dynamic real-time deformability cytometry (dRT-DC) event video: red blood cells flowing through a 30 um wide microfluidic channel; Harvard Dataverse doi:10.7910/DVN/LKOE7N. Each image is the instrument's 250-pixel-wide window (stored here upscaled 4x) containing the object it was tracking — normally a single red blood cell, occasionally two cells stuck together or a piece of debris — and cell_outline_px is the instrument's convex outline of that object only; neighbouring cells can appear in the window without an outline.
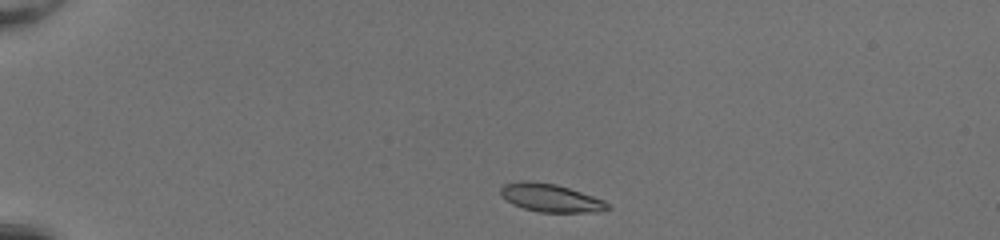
{"species": "common noctule bat (a hibernating species)", "species_latin": "Nyctalus noctula", "temperature_condition": "room temperature", "stored_images_in_passage": 39, "camera_frame_rate_fps": 3000, "um_per_image_px": 0.085, "animal": {"sex": "female", "body_mass_g": 20.0, "forearm_length_mm": 54.0}, "frame": {"image": 1, "passage_image": 1, "time_ms": 0.0, "image_size_px": [1000, 240], "cell_outline_px": [[612, 208], [600, 212], [540, 212], [524, 208], [512, 204], [500, 196], [500, 188], [504, 184], [520, 180], [528, 180], [556, 184], [604, 200]], "centroid_in_image_um": [46.77, 16.82], "position_along_channel_um": 38.2, "area_um2": 17.57}}
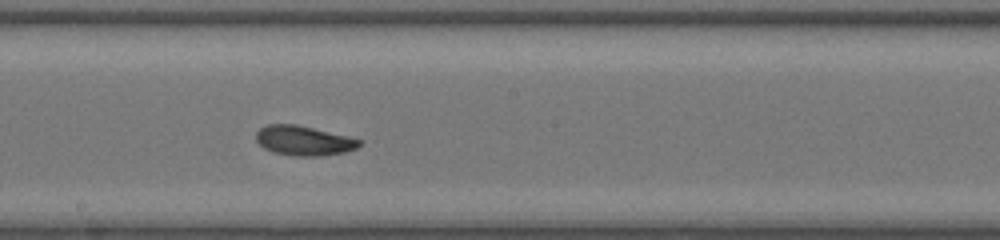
{"frame": {"image": 2, "passage_image": 19, "time_ms": 6.0, "image_size_px": [1000, 240], "cell_outline_px": [[364, 140], [356, 148], [344, 152], [320, 156], [292, 156], [272, 152], [264, 148], [256, 140], [256, 132], [260, 128], [268, 124], [296, 124], [348, 136]], "centroid_in_image_um": [25.81, 11.95], "position_along_channel_um": 222.4, "area_um2": 17.92}}
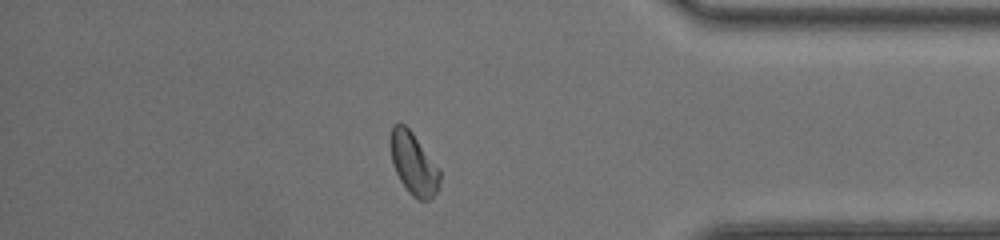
{"frame": {"image": 3, "passage_image": 33, "time_ms": 10.667, "image_size_px": [1000, 240], "cell_outline_px": [[440, 188], [428, 200], [420, 200], [412, 196], [408, 192], [400, 180], [392, 164], [388, 140], [392, 124], [400, 120], [412, 132], [440, 168]], "centroid_in_image_um": [35.12, 13.86], "position_along_channel_um": 400.1, "area_um2": 18.38}, "authors_computed_cell_mechanics": {"area_um2": 18.0914, "velocity_mm_per_s": 4.2282, "shape_relaxation_time_tau1_ms": 3.7741, "shape_relaxation_time_tau2_ms": 1.984, "deformation_change_tau1": 0.1278, "deformation_change_tau2": 0.0641}}